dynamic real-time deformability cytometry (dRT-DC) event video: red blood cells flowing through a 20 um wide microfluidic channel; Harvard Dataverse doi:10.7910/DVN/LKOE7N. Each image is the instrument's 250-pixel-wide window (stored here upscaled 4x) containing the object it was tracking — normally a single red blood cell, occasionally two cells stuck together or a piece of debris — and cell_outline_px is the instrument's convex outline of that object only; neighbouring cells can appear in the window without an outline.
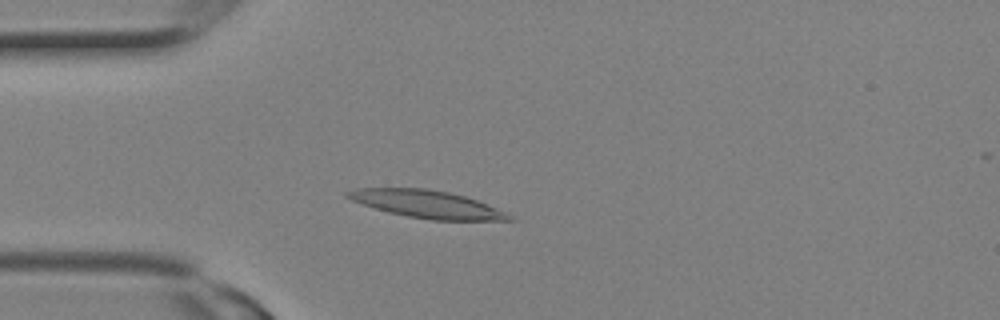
{"species": "Egyptian fruit bat (a non-hibernating species)", "species_latin": "Rousettus aegyptiacus", "temperature_condition": "room temperature", "stored_images_in_passage": 3, "camera_frame_rate_fps": 3000, "um_per_image_px": 0.085, "animal": {"sex": "female"}, "frame": {"image": 1, "passage_image": 3, "time_ms": 0.667, "image_size_px": [1000, 320], "cell_outline_px": [[516, 220], [432, 220], [408, 216], [388, 212], [352, 200], [344, 196], [344, 192], [356, 188], [424, 188], [448, 192], [464, 196], [476, 200], [496, 208], [512, 216]], "centroid_in_image_um": [36.26, 17.35], "position_along_channel_um": 48.7, "area_um2": 25.61}}